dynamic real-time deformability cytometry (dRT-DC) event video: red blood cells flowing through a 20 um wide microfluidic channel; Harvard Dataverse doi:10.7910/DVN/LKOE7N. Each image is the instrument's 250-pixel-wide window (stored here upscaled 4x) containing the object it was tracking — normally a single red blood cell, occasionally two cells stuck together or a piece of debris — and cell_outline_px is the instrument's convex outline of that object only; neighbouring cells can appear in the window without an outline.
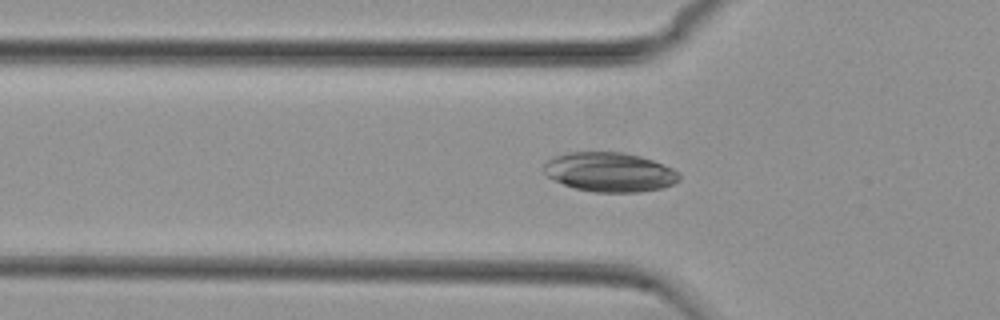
{"species": "common noctule bat (a hibernating species)", "species_latin": "Nyctalus noctula", "temperature_condition": "cold", "stored_images_in_passage": 55, "camera_frame_rate_fps": 3000, "um_per_image_px": 0.085, "animal": {"sex": "female", "body_mass_g": 29.2, "forearm_length_mm": 56.3}, "frame": {"image": 1, "passage_image": 18, "time_ms": 5.667, "image_size_px": [1000, 320], "cell_outline_px": [[680, 180], [672, 184], [660, 188], [640, 192], [592, 192], [576, 188], [564, 184], [548, 176], [544, 172], [544, 164], [552, 156], [564, 152], [624, 152], [640, 156], [652, 160], [672, 168], [680, 172]], "centroid_in_image_um": [51.82, 14.61], "position_along_channel_um": 74.0, "area_um2": 31.1}}
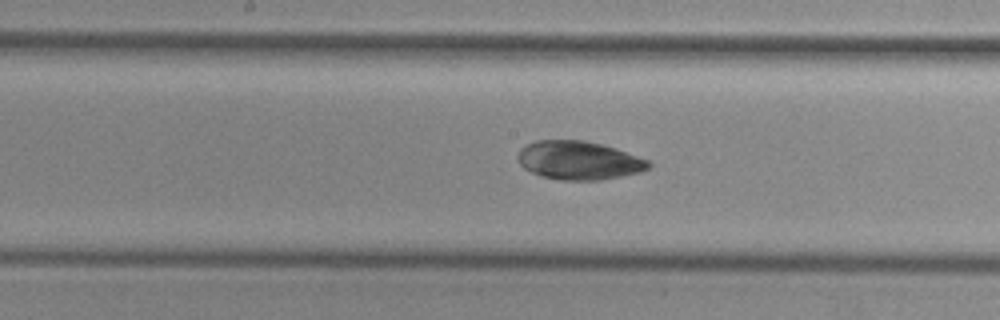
{"frame": {"image": 2, "passage_image": 28, "time_ms": 9.0, "image_size_px": [1000, 320], "cell_outline_px": [[652, 164], [648, 168], [640, 172], [600, 180], [560, 180], [540, 176], [524, 168], [520, 164], [516, 156], [520, 148], [536, 140], [584, 140], [616, 148], [648, 160]], "centroid_in_image_um": [49.17, 13.63], "position_along_channel_um": 199.0, "area_um2": 29.36}}
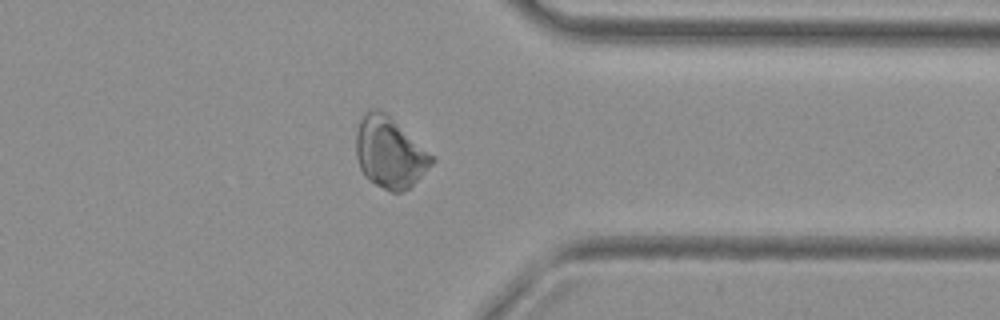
{"frame": {"image": 3, "passage_image": 43, "time_ms": 14.0, "image_size_px": [1000, 320], "cell_outline_px": [[436, 160], [408, 188], [400, 192], [392, 192], [368, 180], [364, 176], [360, 168], [356, 156], [356, 132], [360, 116], [368, 108], [376, 108], [384, 112], [436, 156]], "centroid_in_image_um": [33.11, 12.94], "position_along_channel_um": 378.3, "area_um2": 31.33}}